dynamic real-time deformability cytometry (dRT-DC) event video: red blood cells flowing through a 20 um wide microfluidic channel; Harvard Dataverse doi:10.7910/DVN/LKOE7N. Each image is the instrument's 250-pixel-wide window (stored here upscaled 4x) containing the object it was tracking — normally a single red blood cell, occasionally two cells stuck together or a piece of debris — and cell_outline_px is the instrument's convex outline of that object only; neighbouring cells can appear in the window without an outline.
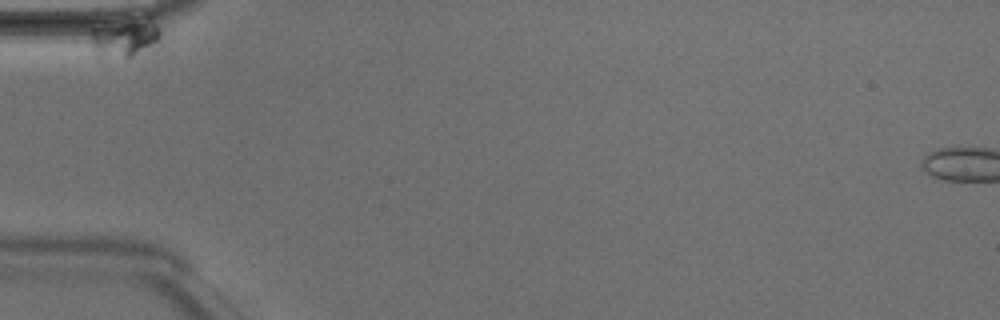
{"species": "Egyptian fruit bat (a non-hibernating species)", "species_latin": "Rousettus aegyptiacus", "temperature_condition": "room temperature", "stored_images_in_passage": 3, "camera_frame_rate_fps": 3000, "um_per_image_px": 0.085, "animal": {"sex": "male"}, "frame": {"image": 1, "passage_image": 1, "time_ms": 0.0, "image_size_px": [1000, 320], "cell_outline_px": [[160, 36], [156, 40], [128, 60], [96, 60], [92, 52], [88, 28], [96, 24], [152, 24], [160, 32]], "centroid_in_image_um": [10.27, 3.41], "position_along_channel_um": 74.7, "area_um2": 15.03}}
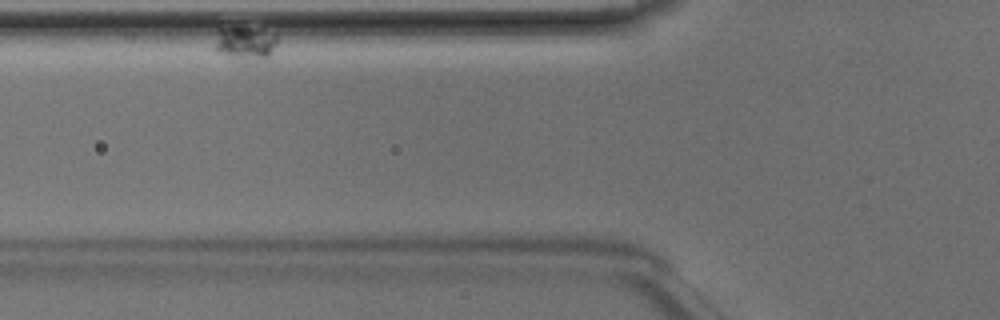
{"frame": {"image": 2, "passage_image": 2, "time_ms": 0.333, "image_size_px": [1000, 320], "cell_outline_px": [[276, 44], [272, 60], [232, 56], [216, 52], [216, 28], [248, 28], [276, 36]], "centroid_in_image_um": [20.86, 3.67], "position_along_channel_um": 104.9, "area_um2": 11.56}}
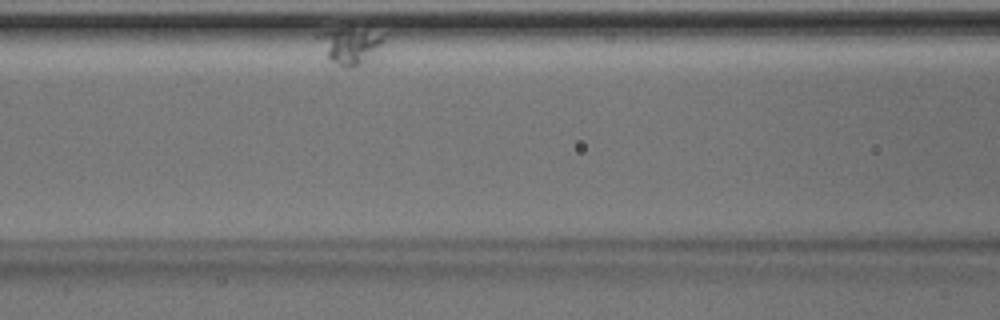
{"frame": {"image": 3, "passage_image": 3, "time_ms": 0.667, "image_size_px": [1000, 320], "cell_outline_px": [[388, 32], [384, 40], [368, 60], [356, 68], [340, 68], [328, 56], [316, 36], [320, 32], [340, 28], [348, 28]], "centroid_in_image_um": [29.8, 3.86], "position_along_channel_um": 136.8, "area_um2": 13.99}}